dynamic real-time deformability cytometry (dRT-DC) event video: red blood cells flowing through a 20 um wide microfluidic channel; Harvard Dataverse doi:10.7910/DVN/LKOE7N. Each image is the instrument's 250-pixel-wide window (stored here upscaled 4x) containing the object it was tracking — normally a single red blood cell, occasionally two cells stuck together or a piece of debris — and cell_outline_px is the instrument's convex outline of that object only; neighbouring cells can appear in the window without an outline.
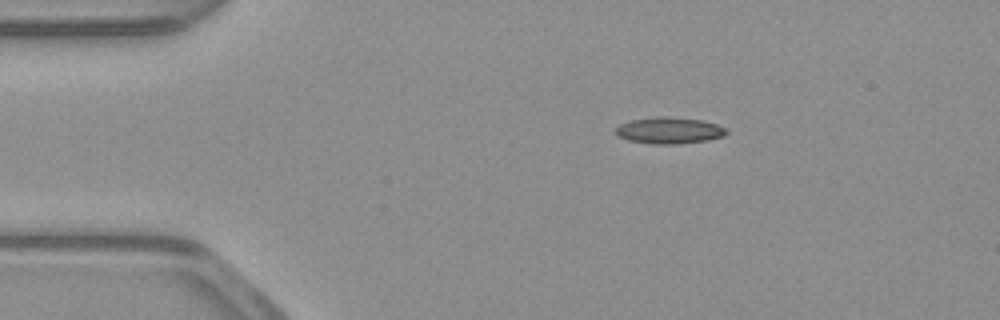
{"species": "common noctule bat (a hibernating species)", "species_latin": "Nyctalus noctula", "temperature_condition": "warm", "stored_images_in_passage": 44, "camera_frame_rate_fps": 3000, "um_per_image_px": 0.085, "animal": {"sex": "male", "body_mass_g": 23.1, "forearm_length_mm": 52.7}, "frame": {"image": 1, "passage_image": 1, "time_ms": 0.0, "image_size_px": [1000, 320], "cell_outline_px": [[728, 132], [724, 136], [708, 140], [680, 144], [652, 144], [628, 140], [616, 136], [612, 132], [620, 124], [632, 120], [656, 116], [668, 116], [704, 120], [716, 124], [724, 128]], "centroid_in_image_um": [56.85, 11.09], "position_along_channel_um": 28.1, "area_um2": 17.34}}
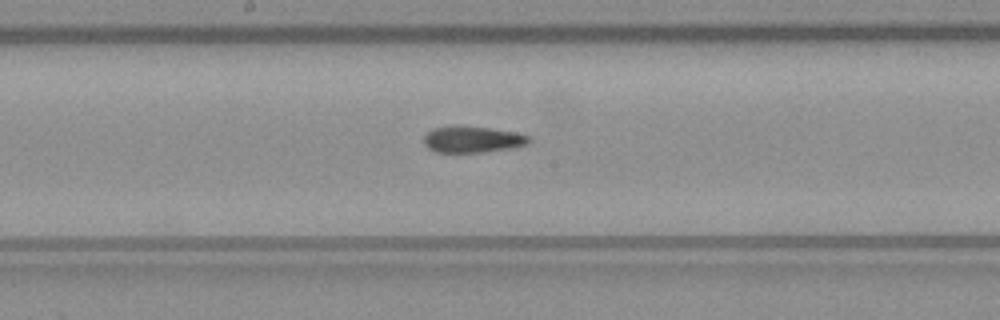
{"frame": {"image": 2, "passage_image": 19, "time_ms": 6.0, "image_size_px": [1000, 320], "cell_outline_px": [[532, 140], [528, 144], [516, 148], [484, 152], [436, 152], [428, 148], [424, 144], [424, 136], [432, 128], [456, 124], [464, 124], [492, 128], [516, 132], [532, 136]], "centroid_in_image_um": [40.21, 11.82], "position_along_channel_um": 208.0, "area_um2": 16.88}}
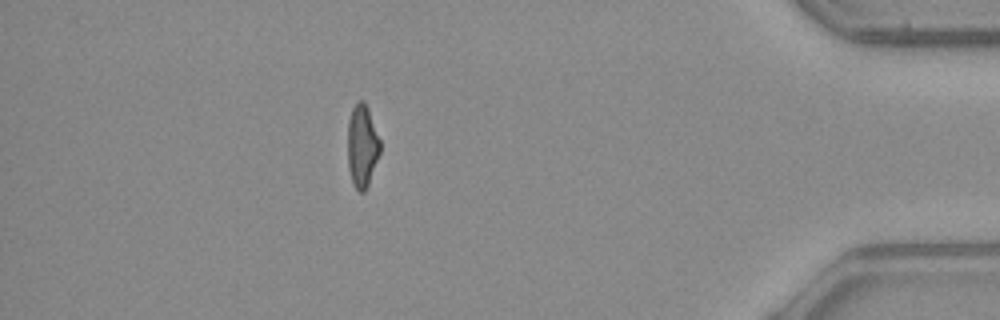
{"frame": {"image": 3, "passage_image": 38, "time_ms": 12.333, "image_size_px": [1000, 320], "cell_outline_px": [[380, 152], [368, 184], [364, 192], [360, 192], [352, 184], [348, 168], [348, 120], [352, 108], [360, 100], [364, 100], [368, 108], [380, 140]], "centroid_in_image_um": [30.77, 12.4], "position_along_channel_um": 404.4, "area_um2": 15.55}, "authors_computed_cell_mechanics": {"area_um2": 16.6753, "velocity_mm_per_s": 3.922, "shape_relaxation_time_tau1_ms": null, "shape_relaxation_time_tau2_ms": 3.0417, "deformation_change_tau1": null, "deformation_change_tau2": 0.1148}}